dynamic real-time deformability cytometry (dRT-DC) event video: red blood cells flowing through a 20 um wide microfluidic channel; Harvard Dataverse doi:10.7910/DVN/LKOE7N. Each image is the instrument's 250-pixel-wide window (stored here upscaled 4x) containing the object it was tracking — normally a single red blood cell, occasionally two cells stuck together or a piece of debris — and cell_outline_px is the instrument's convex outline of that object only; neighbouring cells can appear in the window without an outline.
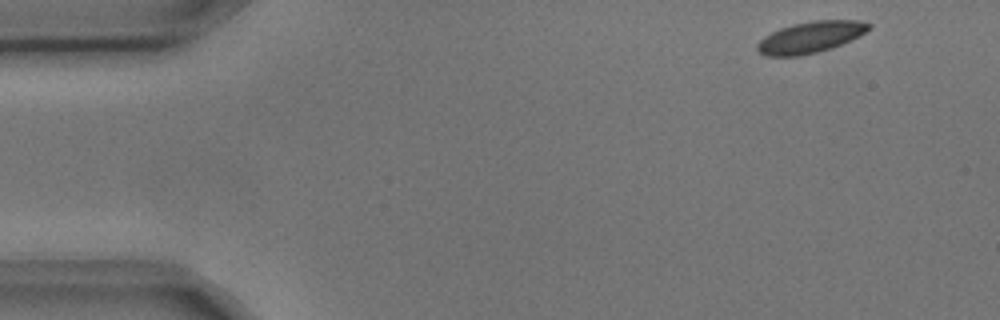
{"species": "common noctule bat (a hibernating species)", "species_latin": "Nyctalus noctula", "temperature_condition": "cold", "stored_images_in_passage": 4, "camera_frame_rate_fps": 3000, "um_per_image_px": 0.085, "animal": {"sex": "male", "body_mass_g": 17.9, "forearm_length_mm": 54.2}, "frame": {"image": 1, "passage_image": 1, "time_ms": 0.0, "image_size_px": [1000, 320], "cell_outline_px": [[872, 28], [860, 36], [852, 40], [816, 52], [800, 56], [768, 56], [760, 52], [756, 48], [756, 44], [764, 36], [780, 28], [792, 24], [812, 20], [860, 20], [872, 24]], "centroid_in_image_um": [68.92, 3.14], "position_along_channel_um": 16.1, "area_um2": 20.4}}
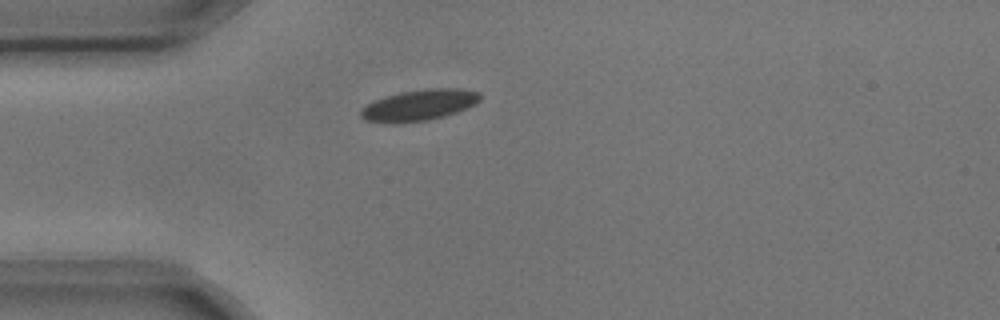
{"frame": {"image": 2, "passage_image": 4, "time_ms": 1.0, "image_size_px": [1000, 320], "cell_outline_px": [[480, 100], [476, 104], [456, 112], [444, 116], [428, 120], [396, 124], [364, 120], [360, 116], [360, 112], [368, 104], [376, 100], [400, 92], [428, 88], [460, 88], [480, 92]], "centroid_in_image_um": [35.66, 8.94], "position_along_channel_um": 49.3, "area_um2": 21.56}}